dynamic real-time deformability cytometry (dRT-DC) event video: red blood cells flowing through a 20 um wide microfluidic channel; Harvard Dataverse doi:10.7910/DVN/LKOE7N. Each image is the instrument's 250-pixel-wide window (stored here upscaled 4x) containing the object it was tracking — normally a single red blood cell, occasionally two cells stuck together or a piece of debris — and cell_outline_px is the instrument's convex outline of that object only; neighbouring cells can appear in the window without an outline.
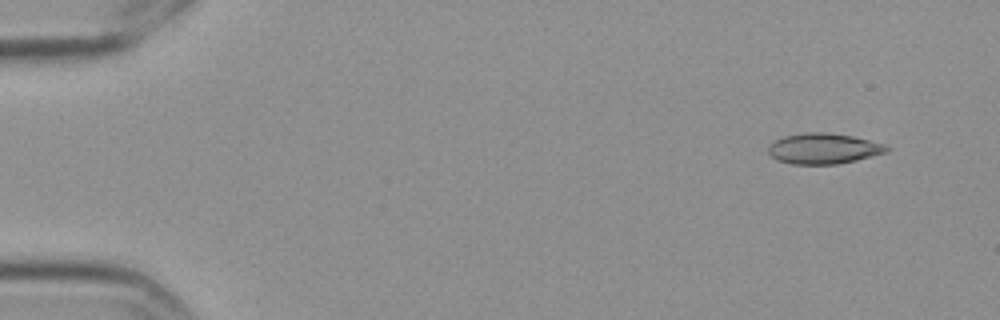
{"species": "Egyptian fruit bat (a non-hibernating species)", "species_latin": "Rousettus aegyptiacus", "temperature_condition": "cold", "stored_images_in_passage": 7, "camera_frame_rate_fps": 3000, "um_per_image_px": 0.085, "frame": {"image": 1, "passage_image": 2, "time_ms": 0.333, "image_size_px": [1000, 320], "cell_outline_px": [[888, 152], [840, 164], [792, 164], [776, 160], [768, 152], [768, 144], [784, 136], [808, 132], [828, 132], [852, 136], [884, 144], [888, 148]], "centroid_in_image_um": [69.97, 12.63], "position_along_channel_um": 15.0, "area_um2": 21.1}}
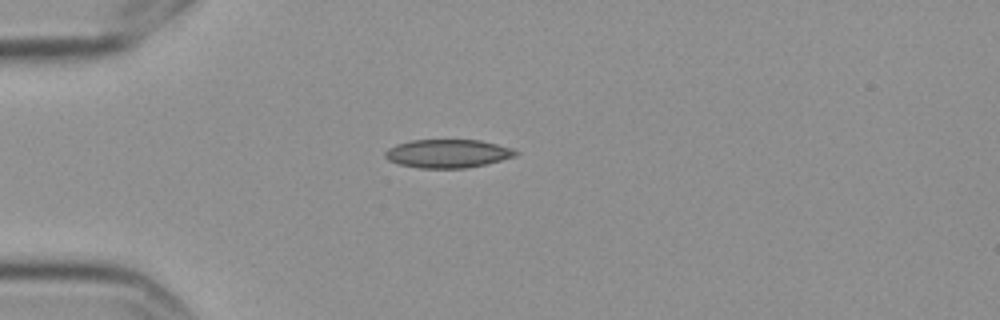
{"frame": {"image": 2, "passage_image": 5, "time_ms": 1.333, "image_size_px": [1000, 320], "cell_outline_px": [[520, 152], [516, 156], [484, 164], [464, 168], [420, 168], [400, 164], [388, 160], [384, 156], [384, 152], [388, 148], [396, 144], [412, 140], [480, 140], [512, 148]], "centroid_in_image_um": [38.04, 13.05], "position_along_channel_um": 47.0, "area_um2": 21.5}}
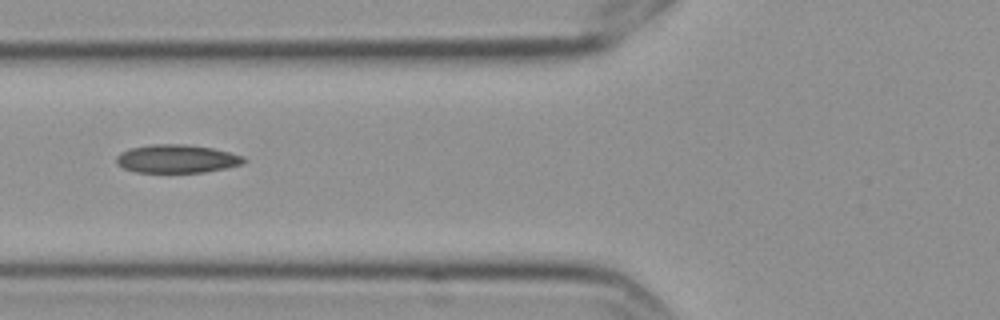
{"frame": {"image": 3, "passage_image": 7, "time_ms": 2.0, "image_size_px": [1000, 320], "cell_outline_px": [[248, 160], [244, 164], [204, 172], [136, 172], [124, 168], [116, 164], [116, 156], [120, 152], [132, 148], [152, 144], [188, 144], [212, 148], [244, 156]], "centroid_in_image_um": [15.04, 13.49], "position_along_channel_um": 110.8, "area_um2": 21.04}}